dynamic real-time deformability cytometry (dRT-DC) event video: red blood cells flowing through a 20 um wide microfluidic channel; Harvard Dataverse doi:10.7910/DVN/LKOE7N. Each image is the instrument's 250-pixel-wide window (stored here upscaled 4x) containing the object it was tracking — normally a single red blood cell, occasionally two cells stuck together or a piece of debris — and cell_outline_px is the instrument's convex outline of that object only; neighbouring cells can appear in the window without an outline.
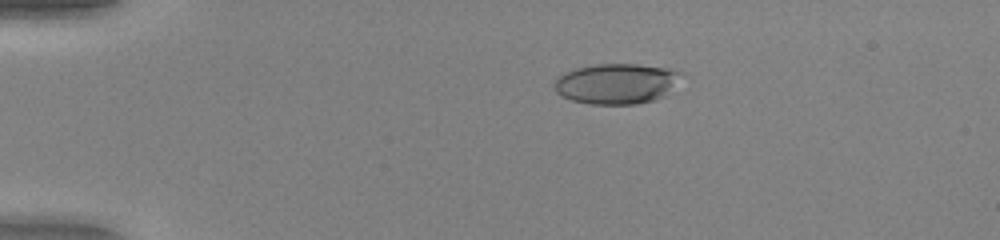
{"species": "human", "species_latin": "Homo sapiens", "temperature_condition": "warm", "stored_images_in_passage": 42, "camera_frame_rate_fps": 3000, "um_per_image_px": 0.085, "donor": {"sex": "female"}, "frame": {"image": 1, "passage_image": 2, "time_ms": 0.333, "image_size_px": [1000, 240], "cell_outline_px": [[684, 72], [664, 96], [652, 100], [636, 104], [592, 104], [572, 100], [560, 96], [552, 88], [552, 84], [564, 72], [576, 68], [596, 64], [636, 64], [664, 68]], "centroid_in_image_um": [52.33, 7.11], "position_along_channel_um": 32.7, "area_um2": 29.71}}
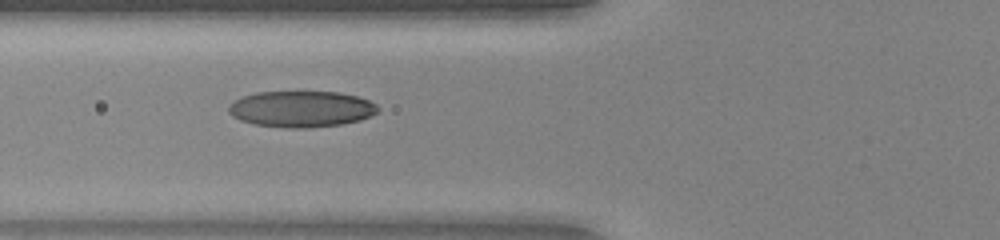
{"frame": {"image": 2, "passage_image": 12, "time_ms": 3.667, "image_size_px": [1000, 240], "cell_outline_px": [[380, 112], [372, 116], [360, 120], [340, 124], [308, 128], [288, 128], [256, 124], [240, 120], [232, 116], [228, 112], [228, 104], [232, 100], [256, 92], [340, 92], [356, 96], [368, 100], [376, 104], [380, 108]], "centroid_in_image_um": [25.61, 9.26], "position_along_channel_um": 100.2, "area_um2": 31.67}}
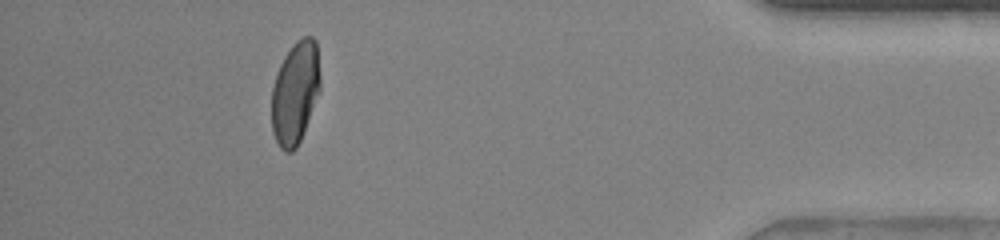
{"frame": {"image": 3, "passage_image": 38, "time_ms": 12.333, "image_size_px": [1000, 240], "cell_outline_px": [[320, 92], [300, 140], [296, 148], [292, 152], [284, 152], [280, 148], [272, 132], [272, 88], [276, 72], [284, 56], [292, 44], [296, 40], [304, 36], [312, 36], [316, 40], [320, 76]], "centroid_in_image_um": [25.09, 7.86], "position_along_channel_um": 410.1, "area_um2": 29.3}, "authors_computed_cell_mechanics": {"area_um2": 29.8537, "velocity_mm_per_s": 4.1038, "shape_relaxation_time_tau1_ms": 5.4783, "shape_relaxation_time_tau2_ms": null, "deformation_change_tau1": 0.2338, "deformation_change_tau2": null}}